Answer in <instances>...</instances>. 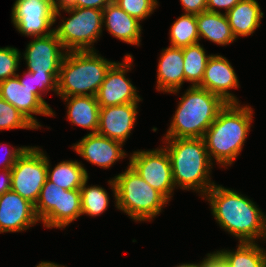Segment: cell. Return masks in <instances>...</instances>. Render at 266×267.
Wrapping results in <instances>:
<instances>
[{
  "mask_svg": "<svg viewBox=\"0 0 266 267\" xmlns=\"http://www.w3.org/2000/svg\"><path fill=\"white\" fill-rule=\"evenodd\" d=\"M204 198L210 203L220 227L237 237L239 242L266 239V215L248 197L215 184Z\"/></svg>",
  "mask_w": 266,
  "mask_h": 267,
  "instance_id": "obj_1",
  "label": "cell"
},
{
  "mask_svg": "<svg viewBox=\"0 0 266 267\" xmlns=\"http://www.w3.org/2000/svg\"><path fill=\"white\" fill-rule=\"evenodd\" d=\"M253 110L240 103H227L205 132L203 139L212 161L230 166L242 151L253 122ZM212 156V157H211Z\"/></svg>",
  "mask_w": 266,
  "mask_h": 267,
  "instance_id": "obj_2",
  "label": "cell"
},
{
  "mask_svg": "<svg viewBox=\"0 0 266 267\" xmlns=\"http://www.w3.org/2000/svg\"><path fill=\"white\" fill-rule=\"evenodd\" d=\"M175 187L203 195L215 185L210 173L213 166L203 138L165 139Z\"/></svg>",
  "mask_w": 266,
  "mask_h": 267,
  "instance_id": "obj_3",
  "label": "cell"
},
{
  "mask_svg": "<svg viewBox=\"0 0 266 267\" xmlns=\"http://www.w3.org/2000/svg\"><path fill=\"white\" fill-rule=\"evenodd\" d=\"M226 102L199 86H191L177 106L164 139L203 138Z\"/></svg>",
  "mask_w": 266,
  "mask_h": 267,
  "instance_id": "obj_4",
  "label": "cell"
},
{
  "mask_svg": "<svg viewBox=\"0 0 266 267\" xmlns=\"http://www.w3.org/2000/svg\"><path fill=\"white\" fill-rule=\"evenodd\" d=\"M114 62L94 51L66 52L60 65L57 94L62 97L96 96Z\"/></svg>",
  "mask_w": 266,
  "mask_h": 267,
  "instance_id": "obj_5",
  "label": "cell"
},
{
  "mask_svg": "<svg viewBox=\"0 0 266 267\" xmlns=\"http://www.w3.org/2000/svg\"><path fill=\"white\" fill-rule=\"evenodd\" d=\"M108 182L112 187L117 209L136 222L153 219L169 202L160 192L149 186L130 165L125 172Z\"/></svg>",
  "mask_w": 266,
  "mask_h": 267,
  "instance_id": "obj_6",
  "label": "cell"
},
{
  "mask_svg": "<svg viewBox=\"0 0 266 267\" xmlns=\"http://www.w3.org/2000/svg\"><path fill=\"white\" fill-rule=\"evenodd\" d=\"M70 18L54 29L61 41L64 52L94 51L92 47L102 33L103 10L93 8H75L66 11Z\"/></svg>",
  "mask_w": 266,
  "mask_h": 267,
  "instance_id": "obj_7",
  "label": "cell"
},
{
  "mask_svg": "<svg viewBox=\"0 0 266 267\" xmlns=\"http://www.w3.org/2000/svg\"><path fill=\"white\" fill-rule=\"evenodd\" d=\"M46 179V154L28 146L11 168V190L35 205Z\"/></svg>",
  "mask_w": 266,
  "mask_h": 267,
  "instance_id": "obj_8",
  "label": "cell"
},
{
  "mask_svg": "<svg viewBox=\"0 0 266 267\" xmlns=\"http://www.w3.org/2000/svg\"><path fill=\"white\" fill-rule=\"evenodd\" d=\"M129 165L149 186L170 201L175 185L170 158L164 147L155 150L134 151L130 156Z\"/></svg>",
  "mask_w": 266,
  "mask_h": 267,
  "instance_id": "obj_9",
  "label": "cell"
},
{
  "mask_svg": "<svg viewBox=\"0 0 266 267\" xmlns=\"http://www.w3.org/2000/svg\"><path fill=\"white\" fill-rule=\"evenodd\" d=\"M14 27L26 36L43 37L54 32L52 0H16L11 13Z\"/></svg>",
  "mask_w": 266,
  "mask_h": 267,
  "instance_id": "obj_10",
  "label": "cell"
},
{
  "mask_svg": "<svg viewBox=\"0 0 266 267\" xmlns=\"http://www.w3.org/2000/svg\"><path fill=\"white\" fill-rule=\"evenodd\" d=\"M132 60V55L127 54L123 60L124 62H114L108 69L96 94L100 107L140 102L141 98L137 94L135 86L125 76L129 68L132 67Z\"/></svg>",
  "mask_w": 266,
  "mask_h": 267,
  "instance_id": "obj_11",
  "label": "cell"
},
{
  "mask_svg": "<svg viewBox=\"0 0 266 267\" xmlns=\"http://www.w3.org/2000/svg\"><path fill=\"white\" fill-rule=\"evenodd\" d=\"M64 50L55 32L36 37L27 44L23 54L27 71L37 74H59L61 62L66 54L62 52Z\"/></svg>",
  "mask_w": 266,
  "mask_h": 267,
  "instance_id": "obj_12",
  "label": "cell"
},
{
  "mask_svg": "<svg viewBox=\"0 0 266 267\" xmlns=\"http://www.w3.org/2000/svg\"><path fill=\"white\" fill-rule=\"evenodd\" d=\"M0 97L18 109L37 129L41 127L35 115L55 116L46 101H42L28 86L15 76L0 82Z\"/></svg>",
  "mask_w": 266,
  "mask_h": 267,
  "instance_id": "obj_13",
  "label": "cell"
},
{
  "mask_svg": "<svg viewBox=\"0 0 266 267\" xmlns=\"http://www.w3.org/2000/svg\"><path fill=\"white\" fill-rule=\"evenodd\" d=\"M38 221L30 201L12 190L0 195V233L24 231Z\"/></svg>",
  "mask_w": 266,
  "mask_h": 267,
  "instance_id": "obj_14",
  "label": "cell"
},
{
  "mask_svg": "<svg viewBox=\"0 0 266 267\" xmlns=\"http://www.w3.org/2000/svg\"><path fill=\"white\" fill-rule=\"evenodd\" d=\"M220 96L226 103H239L230 89L238 88L239 81L230 62L221 55H211L204 70V76L198 85Z\"/></svg>",
  "mask_w": 266,
  "mask_h": 267,
  "instance_id": "obj_15",
  "label": "cell"
},
{
  "mask_svg": "<svg viewBox=\"0 0 266 267\" xmlns=\"http://www.w3.org/2000/svg\"><path fill=\"white\" fill-rule=\"evenodd\" d=\"M138 103L100 107L97 133L124 143L137 120Z\"/></svg>",
  "mask_w": 266,
  "mask_h": 267,
  "instance_id": "obj_16",
  "label": "cell"
},
{
  "mask_svg": "<svg viewBox=\"0 0 266 267\" xmlns=\"http://www.w3.org/2000/svg\"><path fill=\"white\" fill-rule=\"evenodd\" d=\"M122 145L123 143L98 133H89L74 144L73 149L85 160L105 169L126 156Z\"/></svg>",
  "mask_w": 266,
  "mask_h": 267,
  "instance_id": "obj_17",
  "label": "cell"
},
{
  "mask_svg": "<svg viewBox=\"0 0 266 267\" xmlns=\"http://www.w3.org/2000/svg\"><path fill=\"white\" fill-rule=\"evenodd\" d=\"M183 48L163 49L157 69V91L178 93L185 82Z\"/></svg>",
  "mask_w": 266,
  "mask_h": 267,
  "instance_id": "obj_18",
  "label": "cell"
},
{
  "mask_svg": "<svg viewBox=\"0 0 266 267\" xmlns=\"http://www.w3.org/2000/svg\"><path fill=\"white\" fill-rule=\"evenodd\" d=\"M102 23L112 36L130 45L139 46L142 30L140 21L128 15L115 2L109 3L103 9Z\"/></svg>",
  "mask_w": 266,
  "mask_h": 267,
  "instance_id": "obj_19",
  "label": "cell"
},
{
  "mask_svg": "<svg viewBox=\"0 0 266 267\" xmlns=\"http://www.w3.org/2000/svg\"><path fill=\"white\" fill-rule=\"evenodd\" d=\"M263 15L256 0H241L226 13L235 38L254 33L260 27Z\"/></svg>",
  "mask_w": 266,
  "mask_h": 267,
  "instance_id": "obj_20",
  "label": "cell"
},
{
  "mask_svg": "<svg viewBox=\"0 0 266 267\" xmlns=\"http://www.w3.org/2000/svg\"><path fill=\"white\" fill-rule=\"evenodd\" d=\"M67 101V119L74 125L91 130L90 134L97 133L99 124L100 106L96 96L62 97Z\"/></svg>",
  "mask_w": 266,
  "mask_h": 267,
  "instance_id": "obj_21",
  "label": "cell"
},
{
  "mask_svg": "<svg viewBox=\"0 0 266 267\" xmlns=\"http://www.w3.org/2000/svg\"><path fill=\"white\" fill-rule=\"evenodd\" d=\"M196 19L199 39L206 38L215 44L224 46L236 40L225 13L205 11L196 15Z\"/></svg>",
  "mask_w": 266,
  "mask_h": 267,
  "instance_id": "obj_22",
  "label": "cell"
},
{
  "mask_svg": "<svg viewBox=\"0 0 266 267\" xmlns=\"http://www.w3.org/2000/svg\"><path fill=\"white\" fill-rule=\"evenodd\" d=\"M61 191L66 190L46 179L34 205L36 215L40 221L42 220L44 227L60 228Z\"/></svg>",
  "mask_w": 266,
  "mask_h": 267,
  "instance_id": "obj_23",
  "label": "cell"
},
{
  "mask_svg": "<svg viewBox=\"0 0 266 267\" xmlns=\"http://www.w3.org/2000/svg\"><path fill=\"white\" fill-rule=\"evenodd\" d=\"M47 179L65 190L80 189L89 179L87 170L76 161H62L52 171L47 158Z\"/></svg>",
  "mask_w": 266,
  "mask_h": 267,
  "instance_id": "obj_24",
  "label": "cell"
},
{
  "mask_svg": "<svg viewBox=\"0 0 266 267\" xmlns=\"http://www.w3.org/2000/svg\"><path fill=\"white\" fill-rule=\"evenodd\" d=\"M229 267H266V251L256 242H239L236 251H220Z\"/></svg>",
  "mask_w": 266,
  "mask_h": 267,
  "instance_id": "obj_25",
  "label": "cell"
},
{
  "mask_svg": "<svg viewBox=\"0 0 266 267\" xmlns=\"http://www.w3.org/2000/svg\"><path fill=\"white\" fill-rule=\"evenodd\" d=\"M170 46L185 48L199 43L196 15L183 14L177 18L170 28Z\"/></svg>",
  "mask_w": 266,
  "mask_h": 267,
  "instance_id": "obj_26",
  "label": "cell"
},
{
  "mask_svg": "<svg viewBox=\"0 0 266 267\" xmlns=\"http://www.w3.org/2000/svg\"><path fill=\"white\" fill-rule=\"evenodd\" d=\"M210 56L199 43L183 48L185 81L191 82V86L201 83Z\"/></svg>",
  "mask_w": 266,
  "mask_h": 267,
  "instance_id": "obj_27",
  "label": "cell"
},
{
  "mask_svg": "<svg viewBox=\"0 0 266 267\" xmlns=\"http://www.w3.org/2000/svg\"><path fill=\"white\" fill-rule=\"evenodd\" d=\"M88 179L80 188L82 215L98 216L102 214L109 204L107 191L100 186H87Z\"/></svg>",
  "mask_w": 266,
  "mask_h": 267,
  "instance_id": "obj_28",
  "label": "cell"
},
{
  "mask_svg": "<svg viewBox=\"0 0 266 267\" xmlns=\"http://www.w3.org/2000/svg\"><path fill=\"white\" fill-rule=\"evenodd\" d=\"M82 215L80 189L61 191L60 228H65Z\"/></svg>",
  "mask_w": 266,
  "mask_h": 267,
  "instance_id": "obj_29",
  "label": "cell"
},
{
  "mask_svg": "<svg viewBox=\"0 0 266 267\" xmlns=\"http://www.w3.org/2000/svg\"><path fill=\"white\" fill-rule=\"evenodd\" d=\"M37 129L18 109L0 97V130Z\"/></svg>",
  "mask_w": 266,
  "mask_h": 267,
  "instance_id": "obj_30",
  "label": "cell"
},
{
  "mask_svg": "<svg viewBox=\"0 0 266 267\" xmlns=\"http://www.w3.org/2000/svg\"><path fill=\"white\" fill-rule=\"evenodd\" d=\"M24 79L20 78L19 81L21 85L28 86L33 89V92L42 100L45 101L42 97V92H48L49 90L55 91L57 94V80L59 74H37L27 71L24 72Z\"/></svg>",
  "mask_w": 266,
  "mask_h": 267,
  "instance_id": "obj_31",
  "label": "cell"
},
{
  "mask_svg": "<svg viewBox=\"0 0 266 267\" xmlns=\"http://www.w3.org/2000/svg\"><path fill=\"white\" fill-rule=\"evenodd\" d=\"M128 15L142 21L157 8V0H113Z\"/></svg>",
  "mask_w": 266,
  "mask_h": 267,
  "instance_id": "obj_32",
  "label": "cell"
},
{
  "mask_svg": "<svg viewBox=\"0 0 266 267\" xmlns=\"http://www.w3.org/2000/svg\"><path fill=\"white\" fill-rule=\"evenodd\" d=\"M20 55L19 50L14 47L0 48V82L17 76Z\"/></svg>",
  "mask_w": 266,
  "mask_h": 267,
  "instance_id": "obj_33",
  "label": "cell"
},
{
  "mask_svg": "<svg viewBox=\"0 0 266 267\" xmlns=\"http://www.w3.org/2000/svg\"><path fill=\"white\" fill-rule=\"evenodd\" d=\"M6 147H4L5 149ZM28 147H19V148H13V149H5V157L4 160H2V162H0L3 166L1 167L2 171L4 170H11V168L14 166L15 162L17 161V159L27 150Z\"/></svg>",
  "mask_w": 266,
  "mask_h": 267,
  "instance_id": "obj_34",
  "label": "cell"
},
{
  "mask_svg": "<svg viewBox=\"0 0 266 267\" xmlns=\"http://www.w3.org/2000/svg\"><path fill=\"white\" fill-rule=\"evenodd\" d=\"M198 267H229L227 260L220 251L208 253L202 262L197 264Z\"/></svg>",
  "mask_w": 266,
  "mask_h": 267,
  "instance_id": "obj_35",
  "label": "cell"
},
{
  "mask_svg": "<svg viewBox=\"0 0 266 267\" xmlns=\"http://www.w3.org/2000/svg\"><path fill=\"white\" fill-rule=\"evenodd\" d=\"M185 14L198 15L207 11V0H180Z\"/></svg>",
  "mask_w": 266,
  "mask_h": 267,
  "instance_id": "obj_36",
  "label": "cell"
},
{
  "mask_svg": "<svg viewBox=\"0 0 266 267\" xmlns=\"http://www.w3.org/2000/svg\"><path fill=\"white\" fill-rule=\"evenodd\" d=\"M241 0H207V11L220 13L216 8H224L225 14Z\"/></svg>",
  "mask_w": 266,
  "mask_h": 267,
  "instance_id": "obj_37",
  "label": "cell"
},
{
  "mask_svg": "<svg viewBox=\"0 0 266 267\" xmlns=\"http://www.w3.org/2000/svg\"><path fill=\"white\" fill-rule=\"evenodd\" d=\"M52 7L56 22V17L61 15L60 10L69 11L76 8V0H52Z\"/></svg>",
  "mask_w": 266,
  "mask_h": 267,
  "instance_id": "obj_38",
  "label": "cell"
},
{
  "mask_svg": "<svg viewBox=\"0 0 266 267\" xmlns=\"http://www.w3.org/2000/svg\"><path fill=\"white\" fill-rule=\"evenodd\" d=\"M113 0H76V8H93L103 10Z\"/></svg>",
  "mask_w": 266,
  "mask_h": 267,
  "instance_id": "obj_39",
  "label": "cell"
},
{
  "mask_svg": "<svg viewBox=\"0 0 266 267\" xmlns=\"http://www.w3.org/2000/svg\"><path fill=\"white\" fill-rule=\"evenodd\" d=\"M11 190V170H4L0 176V195Z\"/></svg>",
  "mask_w": 266,
  "mask_h": 267,
  "instance_id": "obj_40",
  "label": "cell"
},
{
  "mask_svg": "<svg viewBox=\"0 0 266 267\" xmlns=\"http://www.w3.org/2000/svg\"><path fill=\"white\" fill-rule=\"evenodd\" d=\"M36 267H65V266H61V265H59V264H55L54 262L52 263V262H41V263H39Z\"/></svg>",
  "mask_w": 266,
  "mask_h": 267,
  "instance_id": "obj_41",
  "label": "cell"
},
{
  "mask_svg": "<svg viewBox=\"0 0 266 267\" xmlns=\"http://www.w3.org/2000/svg\"><path fill=\"white\" fill-rule=\"evenodd\" d=\"M196 266H197V264L186 263V264L177 265L176 267H196Z\"/></svg>",
  "mask_w": 266,
  "mask_h": 267,
  "instance_id": "obj_42",
  "label": "cell"
}]
</instances>
